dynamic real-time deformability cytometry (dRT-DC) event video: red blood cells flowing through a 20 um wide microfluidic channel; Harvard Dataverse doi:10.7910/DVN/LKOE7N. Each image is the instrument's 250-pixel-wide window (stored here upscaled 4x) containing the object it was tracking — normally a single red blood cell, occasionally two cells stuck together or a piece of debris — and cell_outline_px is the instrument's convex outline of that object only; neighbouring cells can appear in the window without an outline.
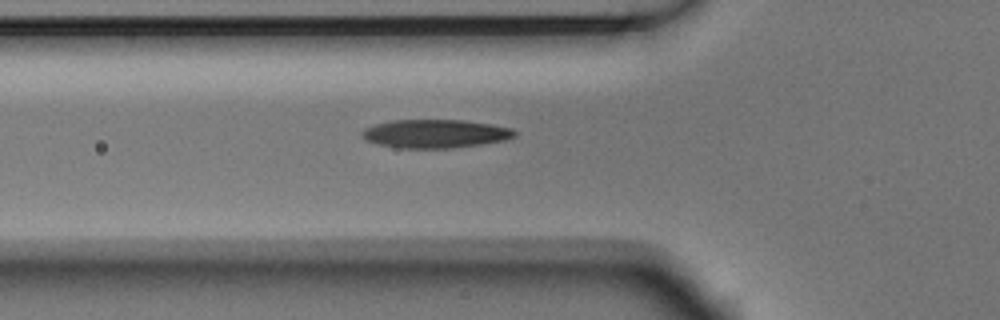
{"species": "Egyptian fruit bat (a non-hibernating species)", "species_latin": "Rousettus aegyptiacus", "temperature_condition": "room temperature", "stored_images_in_passage": 4, "camera_frame_rate_fps": 3000, "um_per_image_px": 0.085, "animal": {"sex": "male"}, "frame": {"image": 1, "passage_image": 4, "time_ms": 1.0, "image_size_px": [1000, 320], "cell_outline_px": [[516, 136], [504, 140], [480, 144], [452, 148], [396, 148], [364, 140], [360, 136], [360, 132], [364, 128], [376, 124], [392, 120], [464, 120], [492, 124], [512, 128], [516, 132]], "centroid_in_image_um": [36.97, 11.36], "position_along_channel_um": 88.8, "area_um2": 25.43}}